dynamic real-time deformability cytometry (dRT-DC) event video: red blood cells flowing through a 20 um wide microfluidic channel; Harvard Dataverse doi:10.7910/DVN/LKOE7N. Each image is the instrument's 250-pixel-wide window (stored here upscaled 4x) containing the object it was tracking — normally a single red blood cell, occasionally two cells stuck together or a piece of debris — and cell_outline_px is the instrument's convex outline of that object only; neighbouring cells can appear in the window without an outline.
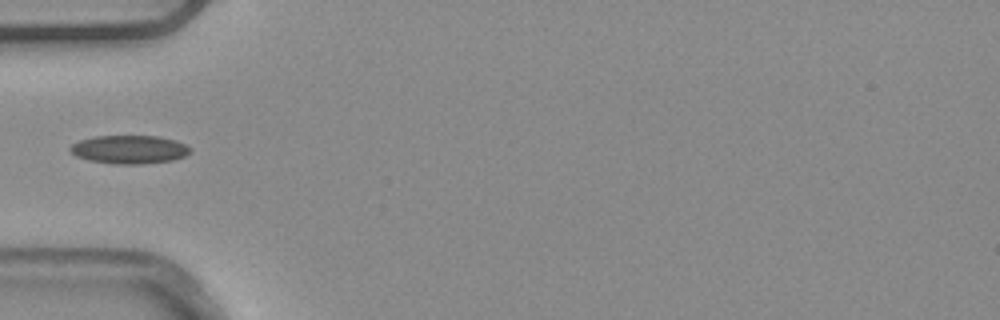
{"species": "common noctule bat (a hibernating species)", "species_latin": "Nyctalus noctula", "temperature_condition": "warm", "stored_images_in_passage": 3, "camera_frame_rate_fps": 3000, "um_per_image_px": 0.085, "animal": {"sex": "male", "body_mass_g": 20.4}, "frame": {"image": 1, "passage_image": 2, "time_ms": 0.333, "image_size_px": [1000, 320], "cell_outline_px": [[192, 152], [184, 156], [172, 160], [140, 164], [120, 164], [88, 160], [76, 156], [68, 148], [72, 144], [80, 140], [96, 136], [160, 136], [176, 140], [192, 148]], "centroid_in_image_um": [11.02, 12.7], "position_along_channel_um": 74.0, "area_um2": 19.83}}